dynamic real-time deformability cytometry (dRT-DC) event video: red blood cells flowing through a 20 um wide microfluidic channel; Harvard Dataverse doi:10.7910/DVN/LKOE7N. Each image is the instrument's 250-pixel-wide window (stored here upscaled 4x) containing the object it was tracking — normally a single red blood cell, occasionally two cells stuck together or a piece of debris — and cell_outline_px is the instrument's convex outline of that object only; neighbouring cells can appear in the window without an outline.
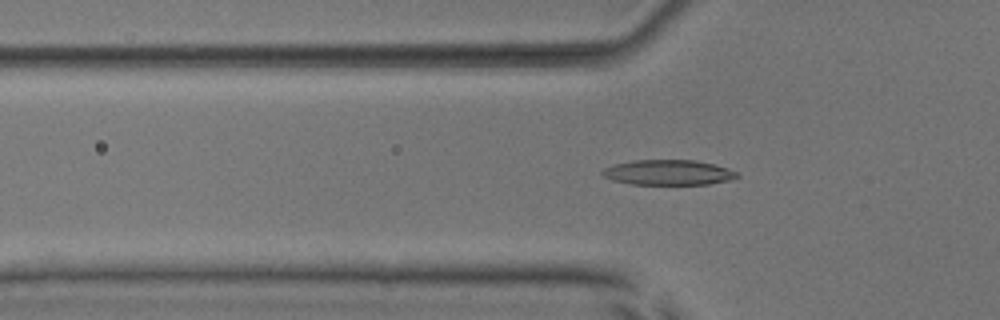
{"species": "common noctule bat (a hibernating species)", "species_latin": "Nyctalus noctula", "temperature_condition": "room temperature", "stored_images_in_passage": 36, "camera_frame_rate_fps": 3000, "um_per_image_px": 0.085, "animal": {"sex": "male", "body_mass_g": 17.9, "forearm_length_mm": 54.2}, "frame": {"image": 1, "passage_image": 6, "time_ms": 1.667, "image_size_px": [1000, 320], "cell_outline_px": [[740, 176], [728, 180], [708, 184], [632, 184], [612, 180], [604, 176], [600, 172], [604, 168], [616, 164], [632, 160], [696, 160], [716, 164], [728, 168], [736, 172]], "centroid_in_image_um": [56.81, 14.65], "position_along_channel_um": 69.0, "area_um2": 19.71}}
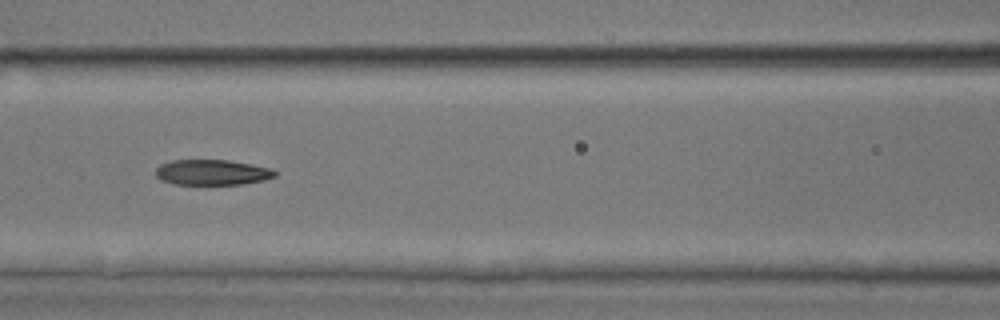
{"frame": {"image": 2, "passage_image": 12, "time_ms": 3.667, "image_size_px": [1000, 320], "cell_outline_px": [[276, 176], [264, 180], [244, 184], [172, 184], [160, 180], [156, 176], [156, 168], [160, 164], [172, 160], [228, 160], [252, 164], [272, 168], [276, 172]], "centroid_in_image_um": [18.03, 14.65], "position_along_channel_um": 148.6, "area_um2": 17.8}}
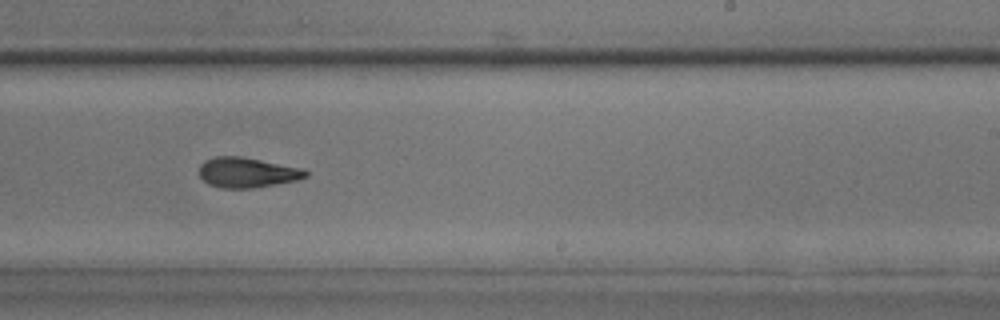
{"frame": {"image": 3, "passage_image": 21, "time_ms": 6.667, "image_size_px": [1000, 320], "cell_outline_px": [[308, 176], [296, 180], [276, 184], [252, 188], [220, 188], [208, 184], [200, 176], [200, 164], [204, 160], [216, 156], [240, 156], [304, 168], [308, 172]], "centroid_in_image_um": [21.01, 14.66], "position_along_channel_um": 268.0, "area_um2": 18.73}, "authors_computed_cell_mechanics": {"area_um2": 19.074, "velocity_mm_per_s": 3.9979, "shape_relaxation_time_tau1_ms": 4.5087, "shape_relaxation_time_tau2_ms": 3.6726, "deformation_change_tau1": 0.1696, "deformation_change_tau2": 0.1231}}